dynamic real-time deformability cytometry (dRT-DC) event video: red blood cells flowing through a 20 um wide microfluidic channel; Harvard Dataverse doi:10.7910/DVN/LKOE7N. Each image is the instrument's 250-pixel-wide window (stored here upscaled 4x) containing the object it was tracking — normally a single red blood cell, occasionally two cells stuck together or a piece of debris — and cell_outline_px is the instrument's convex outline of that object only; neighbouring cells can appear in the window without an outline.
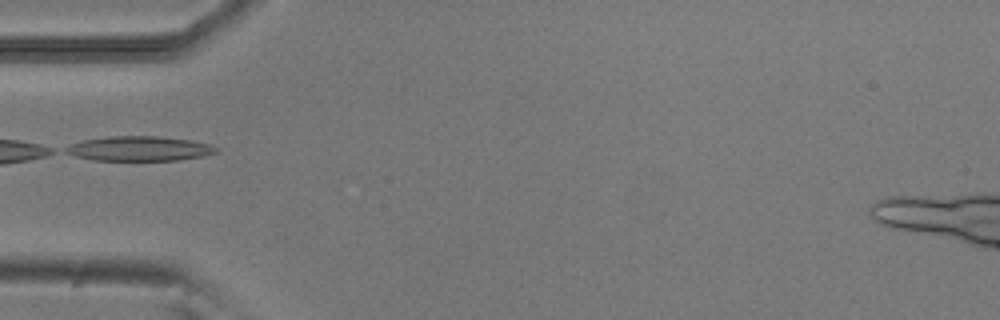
{"species": "common noctule bat (a hibernating species)", "species_latin": "Nyctalus noctula", "temperature_condition": "room temperature", "stored_images_in_passage": 5, "camera_frame_rate_fps": 3000, "um_per_image_px": 0.085, "animal": {"sex": "male", "body_mass_g": 20.5, "forearm_length_mm": 52.5}, "frame": {"image": 1, "passage_image": 4, "time_ms": 1.0, "image_size_px": [1000, 320], "cell_outline_px": [[220, 152], [204, 156], [180, 160], [92, 160], [76, 156], [64, 152], [64, 148], [72, 144], [84, 140], [108, 136], [160, 136], [192, 140], [212, 144], [220, 148]], "centroid_in_image_um": [11.93, 12.63], "position_along_channel_um": 73.1, "area_um2": 21.91}}
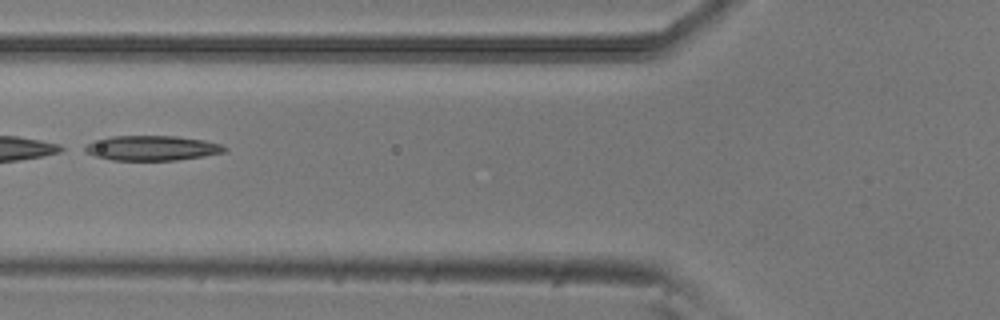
{"frame": {"image": 2, "passage_image": 5, "time_ms": 1.333, "image_size_px": [1000, 320], "cell_outline_px": [[228, 148], [224, 152], [204, 156], [176, 160], [112, 160], [96, 156], [84, 152], [80, 148], [92, 140], [112, 136], [176, 136], [204, 140], [220, 144]], "centroid_in_image_um": [12.85, 12.58], "position_along_channel_um": 113.0, "area_um2": 20.4}}